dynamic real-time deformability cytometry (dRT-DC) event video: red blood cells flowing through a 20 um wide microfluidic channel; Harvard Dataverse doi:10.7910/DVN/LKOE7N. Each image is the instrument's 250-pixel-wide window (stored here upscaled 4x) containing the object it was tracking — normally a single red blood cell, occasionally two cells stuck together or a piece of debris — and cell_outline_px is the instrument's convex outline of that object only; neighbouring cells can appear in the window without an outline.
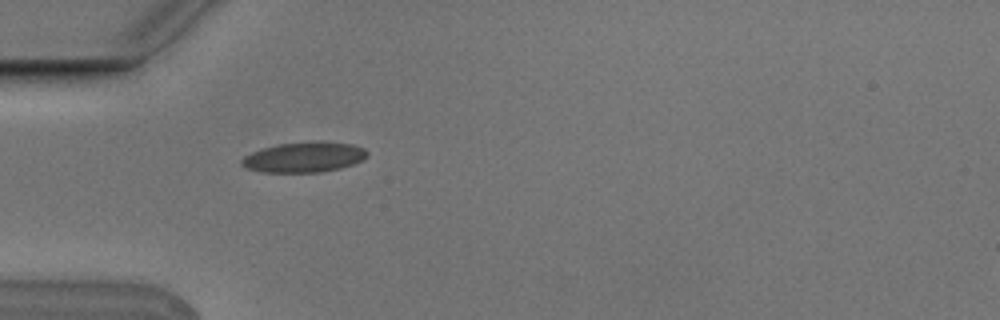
{"species": "Egyptian fruit bat (a non-hibernating species)", "species_latin": "Rousettus aegyptiacus", "temperature_condition": "cold", "stored_images_in_passage": 1, "camera_frame_rate_fps": 3000, "um_per_image_px": 0.085, "animal": {"sex": "male"}, "frame": {"image": 1, "passage_image": 1, "time_ms": 0.0, "image_size_px": [1000, 320], "cell_outline_px": [[368, 156], [352, 164], [340, 168], [320, 172], [264, 172], [248, 168], [240, 164], [240, 160], [244, 156], [252, 152], [264, 148], [280, 144], [352, 144], [364, 148], [368, 152]], "centroid_in_image_um": [25.81, 13.41], "position_along_channel_um": 59.2, "area_um2": 21.04}}